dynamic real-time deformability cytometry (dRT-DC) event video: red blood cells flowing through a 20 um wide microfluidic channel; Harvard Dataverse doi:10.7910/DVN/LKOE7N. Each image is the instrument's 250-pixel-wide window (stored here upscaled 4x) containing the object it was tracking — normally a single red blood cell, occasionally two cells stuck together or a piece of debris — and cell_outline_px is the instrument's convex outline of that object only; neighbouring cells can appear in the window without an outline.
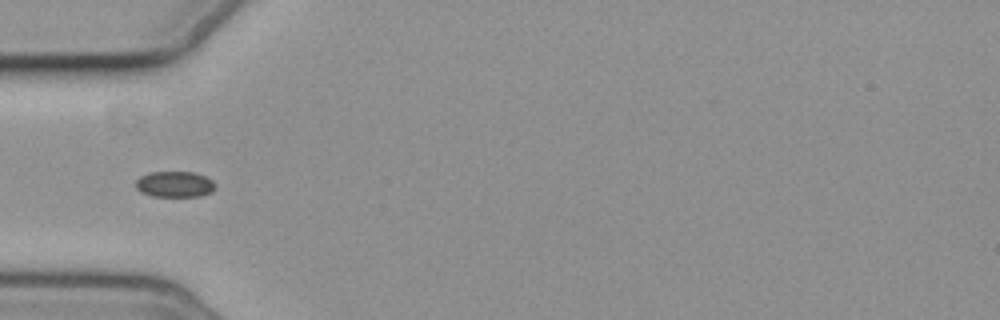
{"species": "common noctule bat (a hibernating species)", "species_latin": "Nyctalus noctula", "temperature_condition": "cold", "stored_images_in_passage": 8, "camera_frame_rate_fps": 3000, "um_per_image_px": 0.085, "animal": {"sex": "female", "body_mass_g": 19.3, "forearm_length_mm": 54.1}, "frame": {"image": 1, "passage_image": 4, "time_ms": 5.0, "image_size_px": [1000, 320], "cell_outline_px": [[216, 188], [212, 192], [200, 196], [152, 196], [140, 192], [136, 188], [136, 180], [140, 176], [148, 172], [196, 172], [212, 180], [216, 184]], "centroid_in_image_um": [14.86, 15.66], "position_along_channel_um": 70.1, "area_um2": 12.14}}
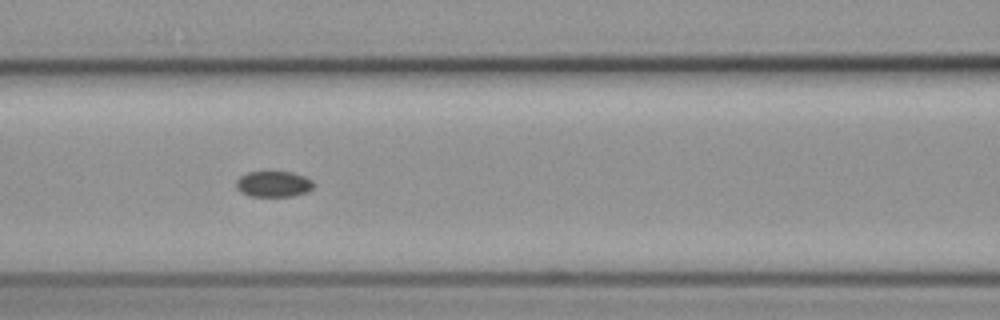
{"frame": {"image": 2, "passage_image": 6, "time_ms": 7.0, "image_size_px": [1000, 320], "cell_outline_px": [[316, 184], [308, 192], [292, 196], [248, 196], [240, 192], [236, 188], [236, 180], [240, 176], [248, 172], [292, 172], [304, 176], [312, 180]], "centroid_in_image_um": [23.25, 15.65], "position_along_channel_um": 143.3, "area_um2": 11.79}}
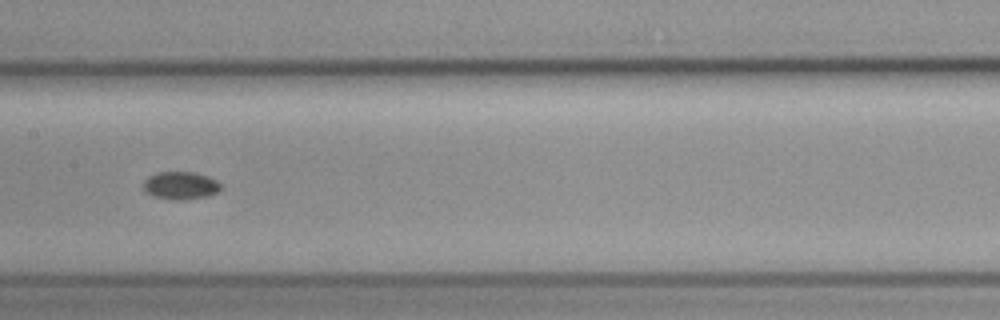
{"frame": {"image": 3, "passage_image": 7, "time_ms": 8.333, "image_size_px": [1000, 320], "cell_outline_px": [[220, 188], [216, 192], [208, 196], [184, 200], [172, 200], [156, 196], [144, 192], [144, 180], [148, 176], [156, 172], [192, 172], [208, 176], [216, 180], [220, 184]], "centroid_in_image_um": [15.32, 15.76], "position_along_channel_um": 192.1, "area_um2": 12.48}}